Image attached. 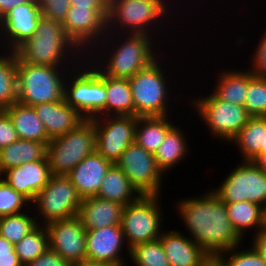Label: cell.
I'll return each instance as SVG.
<instances>
[{"label":"cell","instance_id":"836d02e7","mask_svg":"<svg viewBox=\"0 0 266 266\" xmlns=\"http://www.w3.org/2000/svg\"><path fill=\"white\" fill-rule=\"evenodd\" d=\"M39 221L35 214L27 213V210L19 214L1 216L0 236L15 245L35 229Z\"/></svg>","mask_w":266,"mask_h":266},{"label":"cell","instance_id":"44dd1931","mask_svg":"<svg viewBox=\"0 0 266 266\" xmlns=\"http://www.w3.org/2000/svg\"><path fill=\"white\" fill-rule=\"evenodd\" d=\"M170 266H200L210 256L182 231L163 230L158 238Z\"/></svg>","mask_w":266,"mask_h":266},{"label":"cell","instance_id":"816d5d0a","mask_svg":"<svg viewBox=\"0 0 266 266\" xmlns=\"http://www.w3.org/2000/svg\"><path fill=\"white\" fill-rule=\"evenodd\" d=\"M200 266H223V263L219 260L218 257H211L210 256Z\"/></svg>","mask_w":266,"mask_h":266},{"label":"cell","instance_id":"277c9868","mask_svg":"<svg viewBox=\"0 0 266 266\" xmlns=\"http://www.w3.org/2000/svg\"><path fill=\"white\" fill-rule=\"evenodd\" d=\"M168 1L108 0L107 32L157 36L156 34L154 35L155 31L156 33L158 31L162 33L159 30L161 28L160 26H163L165 24L164 22L170 19L169 17L172 14L170 12H172L171 10L175 5L174 3L172 7L170 5L171 2ZM156 27L159 28L157 29Z\"/></svg>","mask_w":266,"mask_h":266},{"label":"cell","instance_id":"d6a6232c","mask_svg":"<svg viewBox=\"0 0 266 266\" xmlns=\"http://www.w3.org/2000/svg\"><path fill=\"white\" fill-rule=\"evenodd\" d=\"M15 102H17V55L16 52L3 49L0 54V109H5Z\"/></svg>","mask_w":266,"mask_h":266},{"label":"cell","instance_id":"9c48e42d","mask_svg":"<svg viewBox=\"0 0 266 266\" xmlns=\"http://www.w3.org/2000/svg\"><path fill=\"white\" fill-rule=\"evenodd\" d=\"M160 195H141L124 206L121 228L127 243L126 254L135 245L157 240L162 231L163 212Z\"/></svg>","mask_w":266,"mask_h":266},{"label":"cell","instance_id":"8992f818","mask_svg":"<svg viewBox=\"0 0 266 266\" xmlns=\"http://www.w3.org/2000/svg\"><path fill=\"white\" fill-rule=\"evenodd\" d=\"M70 69L25 63L17 56V101L34 106L62 100Z\"/></svg>","mask_w":266,"mask_h":266},{"label":"cell","instance_id":"ee69618b","mask_svg":"<svg viewBox=\"0 0 266 266\" xmlns=\"http://www.w3.org/2000/svg\"><path fill=\"white\" fill-rule=\"evenodd\" d=\"M252 247L260 254L266 263V227L253 234Z\"/></svg>","mask_w":266,"mask_h":266},{"label":"cell","instance_id":"e575fe53","mask_svg":"<svg viewBox=\"0 0 266 266\" xmlns=\"http://www.w3.org/2000/svg\"><path fill=\"white\" fill-rule=\"evenodd\" d=\"M20 262L25 266L49 249L48 232L45 225H38L19 243L14 245Z\"/></svg>","mask_w":266,"mask_h":266},{"label":"cell","instance_id":"ffe728a7","mask_svg":"<svg viewBox=\"0 0 266 266\" xmlns=\"http://www.w3.org/2000/svg\"><path fill=\"white\" fill-rule=\"evenodd\" d=\"M113 163L96 150L76 165L66 176L76 187L78 195L84 199L98 196L102 180Z\"/></svg>","mask_w":266,"mask_h":266},{"label":"cell","instance_id":"8d00e7d4","mask_svg":"<svg viewBox=\"0 0 266 266\" xmlns=\"http://www.w3.org/2000/svg\"><path fill=\"white\" fill-rule=\"evenodd\" d=\"M249 68L244 107L251 117H266V78L254 76Z\"/></svg>","mask_w":266,"mask_h":266},{"label":"cell","instance_id":"3957f363","mask_svg":"<svg viewBox=\"0 0 266 266\" xmlns=\"http://www.w3.org/2000/svg\"><path fill=\"white\" fill-rule=\"evenodd\" d=\"M15 52L25 63L62 68L77 66L86 57L67 37L62 23L43 16L36 32Z\"/></svg>","mask_w":266,"mask_h":266},{"label":"cell","instance_id":"83f0119b","mask_svg":"<svg viewBox=\"0 0 266 266\" xmlns=\"http://www.w3.org/2000/svg\"><path fill=\"white\" fill-rule=\"evenodd\" d=\"M266 117H250L231 144L238 148L242 161H252L265 147Z\"/></svg>","mask_w":266,"mask_h":266},{"label":"cell","instance_id":"2e32d148","mask_svg":"<svg viewBox=\"0 0 266 266\" xmlns=\"http://www.w3.org/2000/svg\"><path fill=\"white\" fill-rule=\"evenodd\" d=\"M41 17L38 0H31L9 10L0 19V50L3 48L15 52L36 32Z\"/></svg>","mask_w":266,"mask_h":266},{"label":"cell","instance_id":"8fae6325","mask_svg":"<svg viewBox=\"0 0 266 266\" xmlns=\"http://www.w3.org/2000/svg\"><path fill=\"white\" fill-rule=\"evenodd\" d=\"M81 202L82 198L67 176L52 175L30 204L38 211L36 219L41 218L39 224L46 225L78 216Z\"/></svg>","mask_w":266,"mask_h":266},{"label":"cell","instance_id":"484cf974","mask_svg":"<svg viewBox=\"0 0 266 266\" xmlns=\"http://www.w3.org/2000/svg\"><path fill=\"white\" fill-rule=\"evenodd\" d=\"M46 155V143L18 139L0 150V175L10 168L44 160Z\"/></svg>","mask_w":266,"mask_h":266},{"label":"cell","instance_id":"52a82bcc","mask_svg":"<svg viewBox=\"0 0 266 266\" xmlns=\"http://www.w3.org/2000/svg\"><path fill=\"white\" fill-rule=\"evenodd\" d=\"M161 61L158 58L155 59L146 68L129 78L135 105V117L168 116L171 114L168 109L171 107L169 106L171 100L168 93L172 90L169 89L171 84H167L171 81L168 79L170 76L166 75L168 70L163 68L165 64H162Z\"/></svg>","mask_w":266,"mask_h":266},{"label":"cell","instance_id":"ab89813d","mask_svg":"<svg viewBox=\"0 0 266 266\" xmlns=\"http://www.w3.org/2000/svg\"><path fill=\"white\" fill-rule=\"evenodd\" d=\"M42 16L63 23L70 9V0H38Z\"/></svg>","mask_w":266,"mask_h":266},{"label":"cell","instance_id":"ba28073f","mask_svg":"<svg viewBox=\"0 0 266 266\" xmlns=\"http://www.w3.org/2000/svg\"><path fill=\"white\" fill-rule=\"evenodd\" d=\"M95 150L94 121L85 119L75 129L51 139L48 143L46 157L51 175L66 176Z\"/></svg>","mask_w":266,"mask_h":266},{"label":"cell","instance_id":"1f68e13d","mask_svg":"<svg viewBox=\"0 0 266 266\" xmlns=\"http://www.w3.org/2000/svg\"><path fill=\"white\" fill-rule=\"evenodd\" d=\"M228 217L237 233L243 238L247 230L256 234L265 227L264 209L248 201L225 203Z\"/></svg>","mask_w":266,"mask_h":266},{"label":"cell","instance_id":"f5cc1de1","mask_svg":"<svg viewBox=\"0 0 266 266\" xmlns=\"http://www.w3.org/2000/svg\"><path fill=\"white\" fill-rule=\"evenodd\" d=\"M264 222H265V227H266V206L264 208Z\"/></svg>","mask_w":266,"mask_h":266},{"label":"cell","instance_id":"f546056e","mask_svg":"<svg viewBox=\"0 0 266 266\" xmlns=\"http://www.w3.org/2000/svg\"><path fill=\"white\" fill-rule=\"evenodd\" d=\"M220 74V75H219ZM216 85L212 91L219 99L235 105L245 106L248 88V69L219 71Z\"/></svg>","mask_w":266,"mask_h":266},{"label":"cell","instance_id":"d4e9b609","mask_svg":"<svg viewBox=\"0 0 266 266\" xmlns=\"http://www.w3.org/2000/svg\"><path fill=\"white\" fill-rule=\"evenodd\" d=\"M181 131H183L182 128L174 125L167 132L154 154L157 166L164 175L175 168L183 159L185 160L188 152H190L185 132Z\"/></svg>","mask_w":266,"mask_h":266},{"label":"cell","instance_id":"f907efd6","mask_svg":"<svg viewBox=\"0 0 266 266\" xmlns=\"http://www.w3.org/2000/svg\"><path fill=\"white\" fill-rule=\"evenodd\" d=\"M252 162L261 170L266 172V152H261Z\"/></svg>","mask_w":266,"mask_h":266},{"label":"cell","instance_id":"f1b7e54d","mask_svg":"<svg viewBox=\"0 0 266 266\" xmlns=\"http://www.w3.org/2000/svg\"><path fill=\"white\" fill-rule=\"evenodd\" d=\"M169 116L137 117L135 142L146 151L155 154L167 132L175 125Z\"/></svg>","mask_w":266,"mask_h":266},{"label":"cell","instance_id":"f35d334b","mask_svg":"<svg viewBox=\"0 0 266 266\" xmlns=\"http://www.w3.org/2000/svg\"><path fill=\"white\" fill-rule=\"evenodd\" d=\"M30 202L0 178V217L22 213ZM23 210V211H22Z\"/></svg>","mask_w":266,"mask_h":266},{"label":"cell","instance_id":"7c38bea8","mask_svg":"<svg viewBox=\"0 0 266 266\" xmlns=\"http://www.w3.org/2000/svg\"><path fill=\"white\" fill-rule=\"evenodd\" d=\"M212 191L224 203L248 201L266 206V172L252 161H240Z\"/></svg>","mask_w":266,"mask_h":266},{"label":"cell","instance_id":"c3c4849f","mask_svg":"<svg viewBox=\"0 0 266 266\" xmlns=\"http://www.w3.org/2000/svg\"><path fill=\"white\" fill-rule=\"evenodd\" d=\"M3 253H16L14 244L7 241L4 237L0 236V254Z\"/></svg>","mask_w":266,"mask_h":266},{"label":"cell","instance_id":"7a4b0ae2","mask_svg":"<svg viewBox=\"0 0 266 266\" xmlns=\"http://www.w3.org/2000/svg\"><path fill=\"white\" fill-rule=\"evenodd\" d=\"M153 38L146 34L107 32L86 58L105 76L129 79L160 57L155 51V45H158L155 41L158 40Z\"/></svg>","mask_w":266,"mask_h":266},{"label":"cell","instance_id":"4fadbf2b","mask_svg":"<svg viewBox=\"0 0 266 266\" xmlns=\"http://www.w3.org/2000/svg\"><path fill=\"white\" fill-rule=\"evenodd\" d=\"M115 164L141 195H161L165 176L158 168L154 154L134 142Z\"/></svg>","mask_w":266,"mask_h":266},{"label":"cell","instance_id":"5b68a950","mask_svg":"<svg viewBox=\"0 0 266 266\" xmlns=\"http://www.w3.org/2000/svg\"><path fill=\"white\" fill-rule=\"evenodd\" d=\"M69 72L64 84L65 102L85 119L105 116L106 76L86 57Z\"/></svg>","mask_w":266,"mask_h":266},{"label":"cell","instance_id":"603a6c76","mask_svg":"<svg viewBox=\"0 0 266 266\" xmlns=\"http://www.w3.org/2000/svg\"><path fill=\"white\" fill-rule=\"evenodd\" d=\"M124 205L99 198L82 199L78 217L85 230H95L112 225H120Z\"/></svg>","mask_w":266,"mask_h":266},{"label":"cell","instance_id":"681fc988","mask_svg":"<svg viewBox=\"0 0 266 266\" xmlns=\"http://www.w3.org/2000/svg\"><path fill=\"white\" fill-rule=\"evenodd\" d=\"M70 266H112V265L106 262L85 259L80 262L71 263Z\"/></svg>","mask_w":266,"mask_h":266},{"label":"cell","instance_id":"6da1fadb","mask_svg":"<svg viewBox=\"0 0 266 266\" xmlns=\"http://www.w3.org/2000/svg\"><path fill=\"white\" fill-rule=\"evenodd\" d=\"M180 220H183L185 232L209 256L241 246L244 240L234 229L228 217L225 203L212 189L198 197L181 199L176 205Z\"/></svg>","mask_w":266,"mask_h":266},{"label":"cell","instance_id":"f6af8a7d","mask_svg":"<svg viewBox=\"0 0 266 266\" xmlns=\"http://www.w3.org/2000/svg\"><path fill=\"white\" fill-rule=\"evenodd\" d=\"M70 6L78 8H107L108 0H70Z\"/></svg>","mask_w":266,"mask_h":266},{"label":"cell","instance_id":"4316f807","mask_svg":"<svg viewBox=\"0 0 266 266\" xmlns=\"http://www.w3.org/2000/svg\"><path fill=\"white\" fill-rule=\"evenodd\" d=\"M98 197L118 202L124 206L136 201L141 194L131 184L123 171L113 163L101 181Z\"/></svg>","mask_w":266,"mask_h":266},{"label":"cell","instance_id":"d590c367","mask_svg":"<svg viewBox=\"0 0 266 266\" xmlns=\"http://www.w3.org/2000/svg\"><path fill=\"white\" fill-rule=\"evenodd\" d=\"M129 258L134 266H170L159 239L135 245Z\"/></svg>","mask_w":266,"mask_h":266},{"label":"cell","instance_id":"d6986e66","mask_svg":"<svg viewBox=\"0 0 266 266\" xmlns=\"http://www.w3.org/2000/svg\"><path fill=\"white\" fill-rule=\"evenodd\" d=\"M51 176L46 158L10 168L4 171L0 178L31 203L36 194L47 185Z\"/></svg>","mask_w":266,"mask_h":266},{"label":"cell","instance_id":"4dcf8cb0","mask_svg":"<svg viewBox=\"0 0 266 266\" xmlns=\"http://www.w3.org/2000/svg\"><path fill=\"white\" fill-rule=\"evenodd\" d=\"M105 116H135L129 79L106 76Z\"/></svg>","mask_w":266,"mask_h":266},{"label":"cell","instance_id":"7402d4cb","mask_svg":"<svg viewBox=\"0 0 266 266\" xmlns=\"http://www.w3.org/2000/svg\"><path fill=\"white\" fill-rule=\"evenodd\" d=\"M38 118L44 124L49 139L75 129L85 118L64 100L33 106Z\"/></svg>","mask_w":266,"mask_h":266},{"label":"cell","instance_id":"7dc6e473","mask_svg":"<svg viewBox=\"0 0 266 266\" xmlns=\"http://www.w3.org/2000/svg\"><path fill=\"white\" fill-rule=\"evenodd\" d=\"M31 0H0V19L11 9Z\"/></svg>","mask_w":266,"mask_h":266},{"label":"cell","instance_id":"b9f144b4","mask_svg":"<svg viewBox=\"0 0 266 266\" xmlns=\"http://www.w3.org/2000/svg\"><path fill=\"white\" fill-rule=\"evenodd\" d=\"M18 139L11 118L4 109H0V150Z\"/></svg>","mask_w":266,"mask_h":266},{"label":"cell","instance_id":"ac0fdd59","mask_svg":"<svg viewBox=\"0 0 266 266\" xmlns=\"http://www.w3.org/2000/svg\"><path fill=\"white\" fill-rule=\"evenodd\" d=\"M127 245L121 225L86 230V259L101 261L112 266H126L123 257ZM123 248V249H122ZM122 253V254H121Z\"/></svg>","mask_w":266,"mask_h":266},{"label":"cell","instance_id":"bcb514c9","mask_svg":"<svg viewBox=\"0 0 266 266\" xmlns=\"http://www.w3.org/2000/svg\"><path fill=\"white\" fill-rule=\"evenodd\" d=\"M0 266H23L20 262L17 253L0 254Z\"/></svg>","mask_w":266,"mask_h":266},{"label":"cell","instance_id":"7bdbcfd3","mask_svg":"<svg viewBox=\"0 0 266 266\" xmlns=\"http://www.w3.org/2000/svg\"><path fill=\"white\" fill-rule=\"evenodd\" d=\"M71 263L59 256L55 251L48 249L37 259L25 266H70Z\"/></svg>","mask_w":266,"mask_h":266},{"label":"cell","instance_id":"60d3db41","mask_svg":"<svg viewBox=\"0 0 266 266\" xmlns=\"http://www.w3.org/2000/svg\"><path fill=\"white\" fill-rule=\"evenodd\" d=\"M256 46L252 52L254 54H252L253 59H251L249 70L254 76L266 78V31Z\"/></svg>","mask_w":266,"mask_h":266},{"label":"cell","instance_id":"e0dca14e","mask_svg":"<svg viewBox=\"0 0 266 266\" xmlns=\"http://www.w3.org/2000/svg\"><path fill=\"white\" fill-rule=\"evenodd\" d=\"M49 249L69 263L86 259V230L78 216L45 225Z\"/></svg>","mask_w":266,"mask_h":266},{"label":"cell","instance_id":"5bb4252c","mask_svg":"<svg viewBox=\"0 0 266 266\" xmlns=\"http://www.w3.org/2000/svg\"><path fill=\"white\" fill-rule=\"evenodd\" d=\"M62 26L67 37L87 56L107 33V8L70 6Z\"/></svg>","mask_w":266,"mask_h":266},{"label":"cell","instance_id":"db71d44e","mask_svg":"<svg viewBox=\"0 0 266 266\" xmlns=\"http://www.w3.org/2000/svg\"><path fill=\"white\" fill-rule=\"evenodd\" d=\"M261 152H266V141H265V147H261Z\"/></svg>","mask_w":266,"mask_h":266},{"label":"cell","instance_id":"74e56055","mask_svg":"<svg viewBox=\"0 0 266 266\" xmlns=\"http://www.w3.org/2000/svg\"><path fill=\"white\" fill-rule=\"evenodd\" d=\"M236 246L220 253L217 257L223 266H266L260 254L250 245V248L239 250Z\"/></svg>","mask_w":266,"mask_h":266},{"label":"cell","instance_id":"9a60e30c","mask_svg":"<svg viewBox=\"0 0 266 266\" xmlns=\"http://www.w3.org/2000/svg\"><path fill=\"white\" fill-rule=\"evenodd\" d=\"M95 125V148L105 159L116 163L121 154L135 142V116H101Z\"/></svg>","mask_w":266,"mask_h":266},{"label":"cell","instance_id":"cb8c5ba5","mask_svg":"<svg viewBox=\"0 0 266 266\" xmlns=\"http://www.w3.org/2000/svg\"><path fill=\"white\" fill-rule=\"evenodd\" d=\"M4 110L11 118L19 139L42 142L48 145L50 139L33 106L24 105L17 101Z\"/></svg>","mask_w":266,"mask_h":266},{"label":"cell","instance_id":"30bf717a","mask_svg":"<svg viewBox=\"0 0 266 266\" xmlns=\"http://www.w3.org/2000/svg\"><path fill=\"white\" fill-rule=\"evenodd\" d=\"M191 101L195 116L205 122L214 138L231 142L251 117L244 106L219 99L213 92L206 97L198 96Z\"/></svg>","mask_w":266,"mask_h":266}]
</instances>
